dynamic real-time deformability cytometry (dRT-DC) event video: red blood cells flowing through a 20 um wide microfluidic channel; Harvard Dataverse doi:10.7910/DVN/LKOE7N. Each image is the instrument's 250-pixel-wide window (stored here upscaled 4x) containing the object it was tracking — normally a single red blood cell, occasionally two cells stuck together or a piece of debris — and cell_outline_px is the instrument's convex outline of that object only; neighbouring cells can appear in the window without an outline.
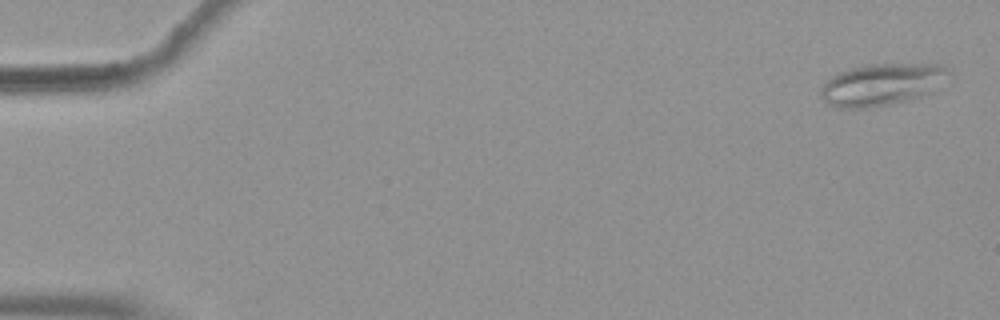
{"species": "common noctule bat (a hibernating species)", "species_latin": "Nyctalus noctula", "temperature_condition": "warm", "stored_images_in_passage": 54, "camera_frame_rate_fps": 3000, "um_per_image_px": 0.085, "animal": {"sex": "female", "body_mass_g": 19.9}, "frame": {"image": 1, "passage_image": 1, "time_ms": 0.0, "image_size_px": [1000, 320], "cell_outline_px": [[948, 72], [928, 92], [912, 100], [872, 108], [836, 108], [828, 104], [820, 96], [820, 88], [832, 76], [840, 72], [864, 64], [944, 64], [948, 68]], "centroid_in_image_um": [74.86, 7.19], "position_along_channel_um": 10.1, "area_um2": 30.92}}
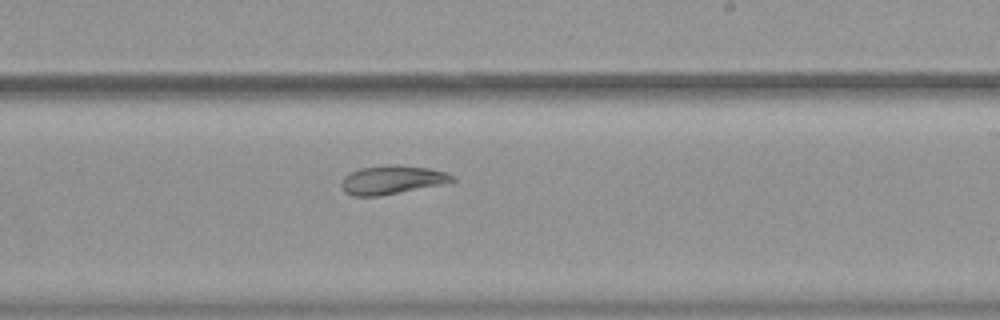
{"frame": {"image": 2, "passage_image": 33, "time_ms": 10.667, "image_size_px": [1000, 320], "cell_outline_px": [[456, 180], [440, 184], [380, 196], [352, 196], [344, 192], [340, 184], [344, 176], [348, 172], [360, 168], [388, 164], [396, 164], [428, 168], [448, 172]], "centroid_in_image_um": [33.25, 15.27], "position_along_channel_um": 255.7, "area_um2": 18.55}}
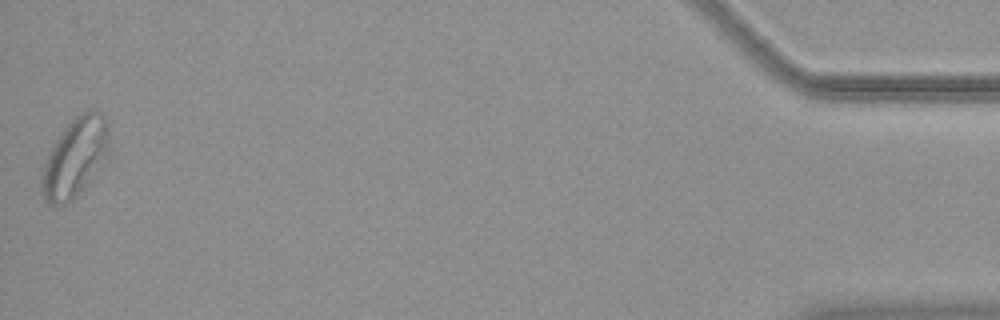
{"frame": {"image": 3, "passage_image": 54, "time_ms": 17.667, "image_size_px": [1000, 320], "cell_outline_px": [[108, 148], [100, 168], [76, 196], [68, 204], [48, 204], [44, 200], [40, 184], [44, 164], [56, 140], [64, 128], [80, 112], [100, 112], [108, 120]], "centroid_in_image_um": [6.37, 13.41], "position_along_channel_um": 428.8, "area_um2": 30.4}, "authors_computed_cell_mechanics": {"area_um2": 24.6806, "velocity_mm_per_s": 3.7059, "shape_relaxation_time_tau1_ms": null, "shape_relaxation_time_tau2_ms": 3.1461, "deformation_change_tau1": null, "deformation_change_tau2": 0.0974}}